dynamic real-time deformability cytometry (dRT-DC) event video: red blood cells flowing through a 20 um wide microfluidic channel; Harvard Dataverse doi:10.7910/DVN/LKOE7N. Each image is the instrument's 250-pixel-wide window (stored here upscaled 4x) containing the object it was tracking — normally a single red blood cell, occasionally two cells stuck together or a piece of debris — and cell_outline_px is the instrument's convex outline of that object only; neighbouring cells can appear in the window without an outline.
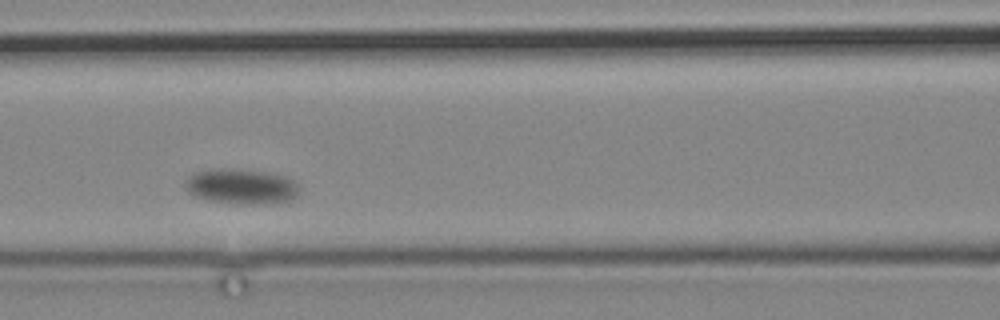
{"species": "common noctule bat (a hibernating species)", "species_latin": "Nyctalus noctula", "temperature_condition": "cold", "stored_images_in_passage": 4, "camera_frame_rate_fps": 3000, "um_per_image_px": 0.085, "animal": {"sex": "male", "body_mass_g": 19.2, "forearm_length_mm": 51.8}, "frame": {"image": 1, "passage_image": 3, "time_ms": 3.333, "image_size_px": [1000, 320], "cell_outline_px": [[296, 196], [292, 200], [268, 204], [236, 204], [208, 200], [196, 196], [188, 192], [184, 184], [184, 180], [192, 172], [208, 168], [276, 172], [288, 176], [296, 180]], "centroid_in_image_um": [20.49, 15.83], "position_along_channel_um": 146.1, "area_um2": 23.87}}